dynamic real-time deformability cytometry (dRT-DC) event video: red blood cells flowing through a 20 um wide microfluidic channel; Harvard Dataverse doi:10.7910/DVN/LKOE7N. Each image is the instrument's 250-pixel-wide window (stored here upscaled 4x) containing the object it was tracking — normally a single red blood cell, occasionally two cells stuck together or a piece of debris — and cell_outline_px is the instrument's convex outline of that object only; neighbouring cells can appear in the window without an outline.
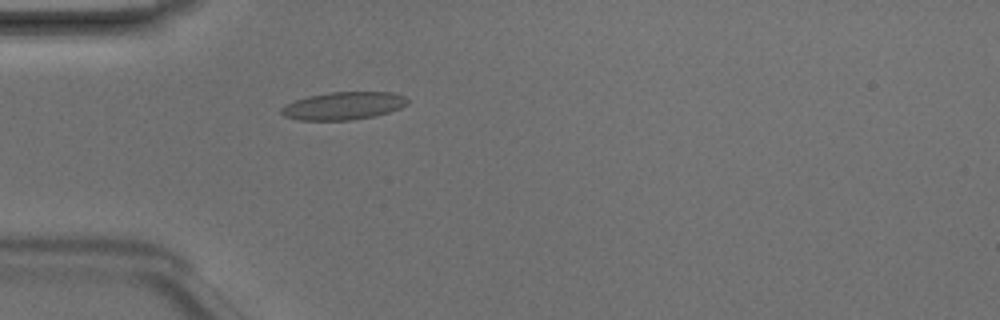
{"species": "Egyptian fruit bat (a non-hibernating species)", "species_latin": "Rousettus aegyptiacus", "temperature_condition": "room temperature", "stored_images_in_passage": 35, "camera_frame_rate_fps": 3000, "um_per_image_px": 0.085, "animal": {"sex": "male"}, "frame": {"image": 1, "passage_image": 1, "time_ms": 0.0, "image_size_px": [1000, 320], "cell_outline_px": [[408, 104], [400, 108], [376, 116], [352, 120], [296, 120], [284, 116], [280, 112], [280, 108], [284, 104], [308, 96], [328, 92], [392, 92], [404, 96], [408, 100]], "centroid_in_image_um": [29.17, 9.0], "position_along_channel_um": 55.8, "area_um2": 20.58}}
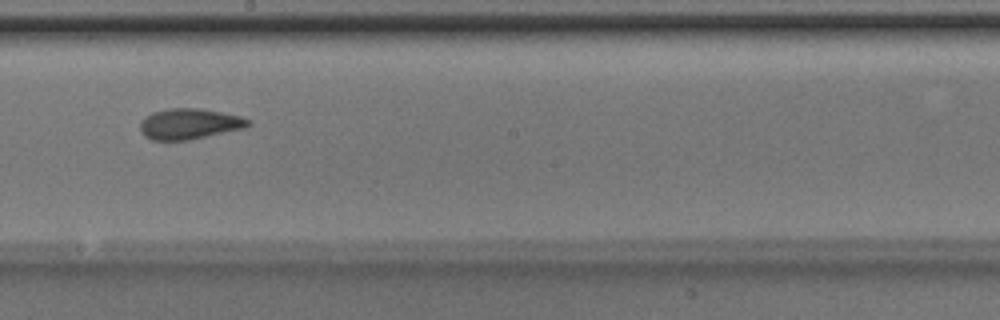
{"frame": {"image": 2, "passage_image": 14, "time_ms": 4.333, "image_size_px": [1000, 320], "cell_outline_px": [[252, 124], [244, 128], [188, 140], [152, 140], [144, 136], [140, 132], [140, 120], [144, 116], [152, 112], [168, 108], [200, 108], [240, 116], [252, 120]], "centroid_in_image_um": [16.07, 10.52], "position_along_channel_um": 232.1, "area_um2": 19.48}}
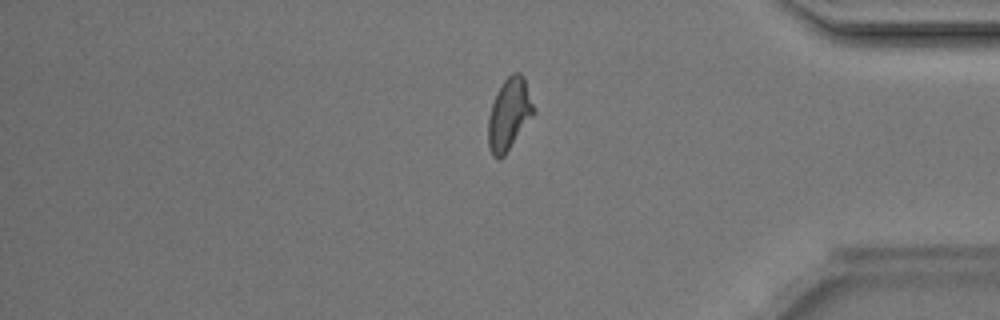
{"frame": {"image": 3, "passage_image": 27, "time_ms": 8.667, "image_size_px": [1000, 320], "cell_outline_px": [[532, 116], [504, 156], [500, 160], [492, 156], [488, 148], [488, 116], [496, 92], [504, 80], [512, 72], [520, 72], [524, 76], [532, 104]], "centroid_in_image_um": [43.22, 9.72], "position_along_channel_um": 392.0, "area_um2": 18.73}, "authors_computed_cell_mechanics": {"area_um2": 18.8428, "velocity_mm_per_s": 4.2176, "shape_relaxation_time_tau1_ms": 3.3842, "shape_relaxation_time_tau2_ms": 1.3037, "deformation_change_tau1": 0.134, "deformation_change_tau2": 0.0918}}